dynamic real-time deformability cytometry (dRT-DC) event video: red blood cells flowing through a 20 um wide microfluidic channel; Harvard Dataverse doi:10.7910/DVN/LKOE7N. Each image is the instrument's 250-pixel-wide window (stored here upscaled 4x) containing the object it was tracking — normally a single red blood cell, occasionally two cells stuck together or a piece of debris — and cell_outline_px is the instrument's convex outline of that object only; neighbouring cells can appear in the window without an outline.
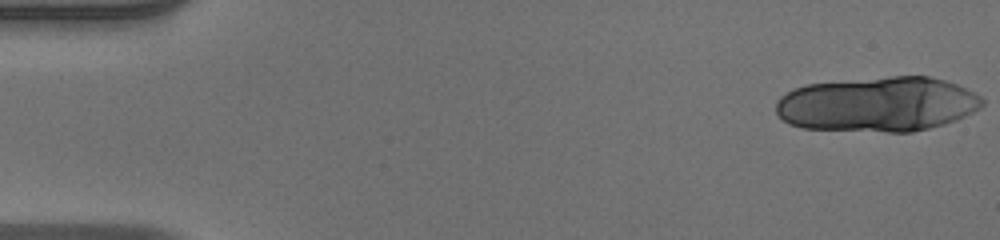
{"species": "human", "species_latin": "Homo sapiens", "temperature_condition": "warm", "stored_images_in_passage": 17, "camera_frame_rate_fps": 3000, "um_per_image_px": 0.085, "donor": {"sex": "male"}, "frame": {"image": 1, "passage_image": 1, "time_ms": 0.0, "image_size_px": [1000, 240], "cell_outline_px": [[984, 104], [980, 108], [956, 120], [944, 124], [912, 132], [888, 132], [800, 128], [788, 124], [776, 112], [776, 100], [780, 96], [792, 88], [808, 84], [888, 76], [928, 76], [944, 80], [956, 84], [980, 96], [984, 100]], "centroid_in_image_um": [74.57, 8.86], "position_along_channel_um": 10.4, "area_um2": 66.18}}